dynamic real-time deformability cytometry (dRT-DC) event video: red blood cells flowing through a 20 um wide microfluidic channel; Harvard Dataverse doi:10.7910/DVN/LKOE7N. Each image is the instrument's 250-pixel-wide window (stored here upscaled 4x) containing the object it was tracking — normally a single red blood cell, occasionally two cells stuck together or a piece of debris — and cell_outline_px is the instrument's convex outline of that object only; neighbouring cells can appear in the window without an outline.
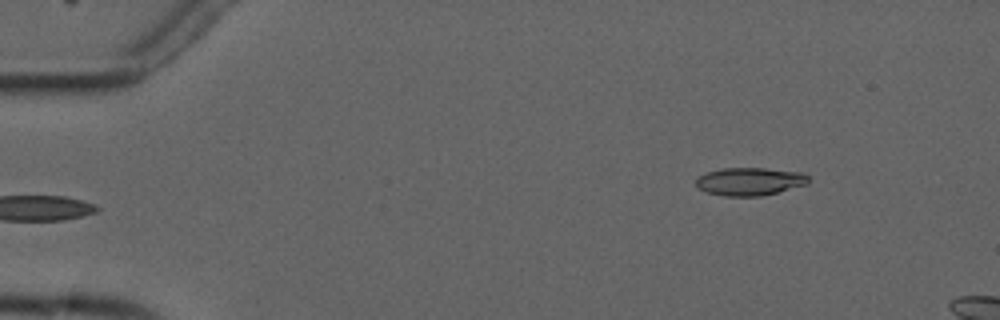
{"species": "common noctule bat (a hibernating species)", "species_latin": "Nyctalus noctula", "temperature_condition": "cold", "stored_images_in_passage": 3, "camera_frame_rate_fps": 3000, "um_per_image_px": 0.085, "animal": {"sex": "male", "forearm_length_mm": 52.5}, "frame": {"image": 1, "passage_image": 3, "time_ms": 2.333, "image_size_px": [1000, 320], "cell_outline_px": [[808, 184], [760, 196], [724, 196], [708, 192], [696, 188], [696, 176], [720, 168], [764, 168], [804, 172], [808, 176]], "centroid_in_image_um": [63.71, 15.41], "position_along_channel_um": 21.3, "area_um2": 18.38}}